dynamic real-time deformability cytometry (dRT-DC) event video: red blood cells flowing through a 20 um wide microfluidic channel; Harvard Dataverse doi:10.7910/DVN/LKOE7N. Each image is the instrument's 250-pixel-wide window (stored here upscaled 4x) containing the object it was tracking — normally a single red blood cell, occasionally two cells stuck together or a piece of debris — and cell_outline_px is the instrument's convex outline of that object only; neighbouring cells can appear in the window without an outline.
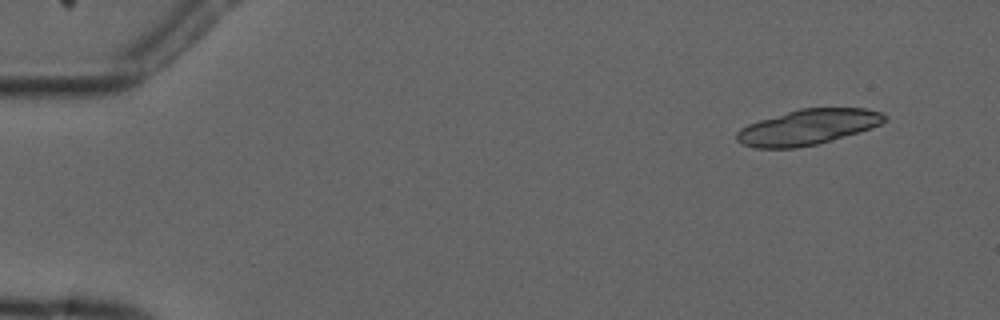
{"species": "common noctule bat (a hibernating species)", "species_latin": "Nyctalus noctula", "temperature_condition": "cold", "stored_images_in_passage": 4, "camera_frame_rate_fps": 3000, "um_per_image_px": 0.085, "animal": {"sex": "male", "forearm_length_mm": 52.5}, "frame": {"image": 1, "passage_image": 2, "time_ms": 1.333, "image_size_px": [1000, 320], "cell_outline_px": [[888, 120], [872, 128], [860, 132], [816, 144], [796, 148], [756, 148], [744, 144], [736, 140], [736, 132], [740, 128], [748, 124], [760, 120], [800, 108], [868, 108], [884, 112], [888, 116]], "centroid_in_image_um": [68.72, 10.79], "position_along_channel_um": 16.3, "area_um2": 30.58}}